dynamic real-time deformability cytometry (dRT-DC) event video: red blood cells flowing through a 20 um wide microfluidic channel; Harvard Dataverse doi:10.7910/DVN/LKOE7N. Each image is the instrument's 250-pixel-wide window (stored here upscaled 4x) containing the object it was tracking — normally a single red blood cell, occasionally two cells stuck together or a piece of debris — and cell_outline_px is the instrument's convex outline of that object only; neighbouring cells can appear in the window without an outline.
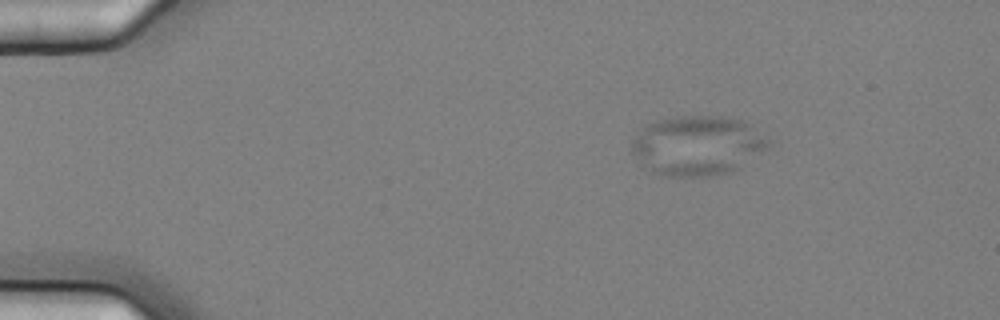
{"species": "common noctule bat (a hibernating species)", "species_latin": "Nyctalus noctula", "temperature_condition": "cold", "stored_images_in_passage": 2, "camera_frame_rate_fps": 3000, "um_per_image_px": 0.085, "animal": {"sex": "female", "body_mass_g": 25.1}, "frame": {"image": 1, "passage_image": 2, "time_ms": 0.333, "image_size_px": [1000, 320], "cell_outline_px": [[772, 144], [768, 148], [740, 168], [732, 172], [708, 176], [668, 176], [648, 172], [640, 168], [632, 152], [632, 140], [644, 124], [660, 120], [680, 116], [732, 116], [752, 124], [772, 140]], "centroid_in_image_um": [59.3, 12.37], "position_along_channel_um": 25.7, "area_um2": 48.67}}